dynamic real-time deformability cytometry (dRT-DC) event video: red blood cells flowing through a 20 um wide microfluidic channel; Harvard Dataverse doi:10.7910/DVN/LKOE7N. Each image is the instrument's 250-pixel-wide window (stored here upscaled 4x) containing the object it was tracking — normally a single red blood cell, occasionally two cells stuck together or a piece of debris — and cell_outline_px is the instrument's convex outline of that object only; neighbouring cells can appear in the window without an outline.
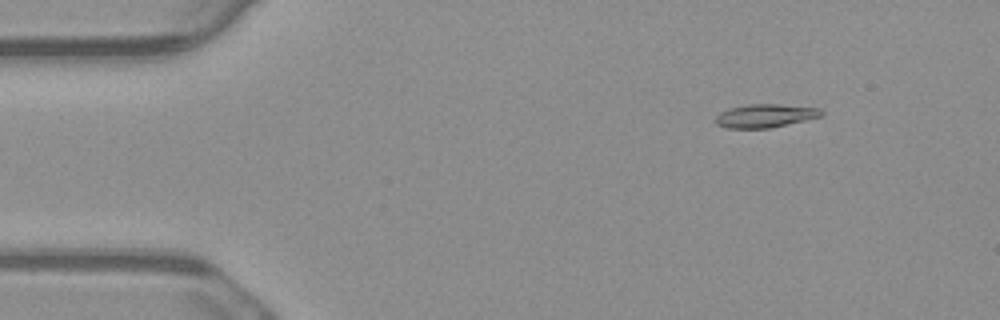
{"species": "common noctule bat (a hibernating species)", "species_latin": "Nyctalus noctula", "temperature_condition": "warm", "stored_images_in_passage": 4, "camera_frame_rate_fps": 3000, "um_per_image_px": 0.085, "animal": {"sex": "male", "body_mass_g": 23.1, "forearm_length_mm": 52.7}, "frame": {"image": 1, "passage_image": 2, "time_ms": 0.333, "image_size_px": [1000, 320], "cell_outline_px": [[824, 112], [820, 116], [804, 120], [768, 128], [728, 128], [716, 124], [716, 116], [720, 112], [728, 108], [748, 104], [780, 104], [820, 108]], "centroid_in_image_um": [65.01, 9.83], "position_along_channel_um": 20.0, "area_um2": 14.28}}